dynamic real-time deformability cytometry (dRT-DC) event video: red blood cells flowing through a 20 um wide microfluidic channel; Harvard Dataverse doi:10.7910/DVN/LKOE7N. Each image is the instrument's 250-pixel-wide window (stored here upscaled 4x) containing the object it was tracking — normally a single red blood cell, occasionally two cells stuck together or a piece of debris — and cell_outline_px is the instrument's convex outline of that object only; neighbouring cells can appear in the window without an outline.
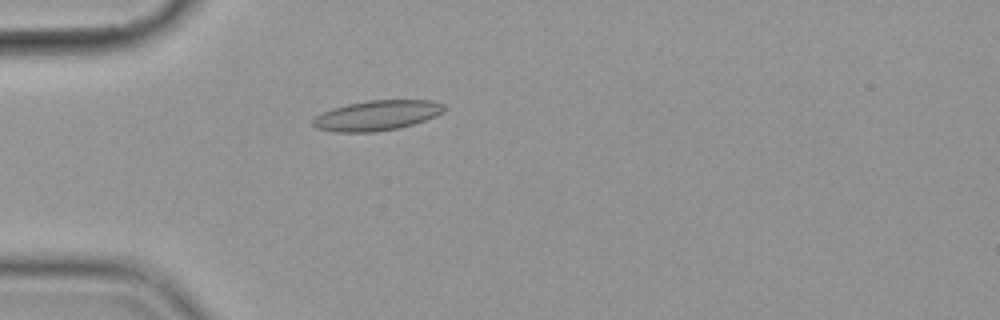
{"species": "common noctule bat (a hibernating species)", "species_latin": "Nyctalus noctula", "temperature_condition": "cold", "stored_images_in_passage": 5, "camera_frame_rate_fps": 3000, "um_per_image_px": 0.085, "animal": {"sex": "female", "body_mass_g": 19.9}, "frame": {"image": 1, "passage_image": 4, "time_ms": 3.667, "image_size_px": [1000, 320], "cell_outline_px": [[448, 108], [444, 112], [436, 116], [400, 128], [372, 132], [336, 132], [316, 128], [312, 124], [312, 120], [316, 116], [332, 108], [348, 104], [368, 100], [432, 100], [444, 104]], "centroid_in_image_um": [32.07, 9.81], "position_along_channel_um": 52.9, "area_um2": 23.06}}